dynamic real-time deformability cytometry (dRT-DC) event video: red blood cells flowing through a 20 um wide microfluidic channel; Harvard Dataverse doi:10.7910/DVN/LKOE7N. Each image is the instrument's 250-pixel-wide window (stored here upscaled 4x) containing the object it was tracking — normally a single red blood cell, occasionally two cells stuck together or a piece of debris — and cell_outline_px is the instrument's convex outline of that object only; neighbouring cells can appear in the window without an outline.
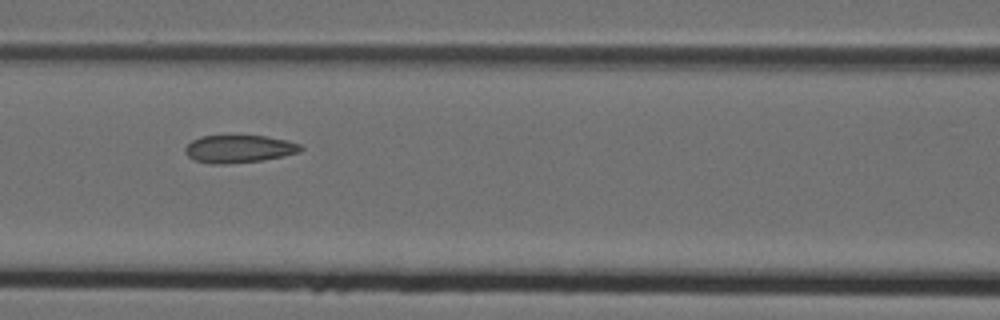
{"species": "Egyptian fruit bat (a non-hibernating species)", "species_latin": "Rousettus aegyptiacus", "temperature_condition": "cold", "stored_images_in_passage": 8, "segment_of_instrument_passage": [1, 2], "camera_frame_rate_fps": 3000, "um_per_image_px": 0.085, "animal": {"sex": "female"}, "frame": {"image": 1, "passage_image": 6, "time_ms": 1.667, "image_size_px": [1000, 320], "cell_outline_px": [[304, 148], [300, 152], [284, 156], [260, 160], [228, 164], [208, 164], [192, 160], [184, 152], [184, 148], [192, 140], [200, 136], [268, 136], [288, 140], [300, 144]], "centroid_in_image_um": [20.3, 12.66], "position_along_channel_um": 146.3, "area_um2": 18.84}}
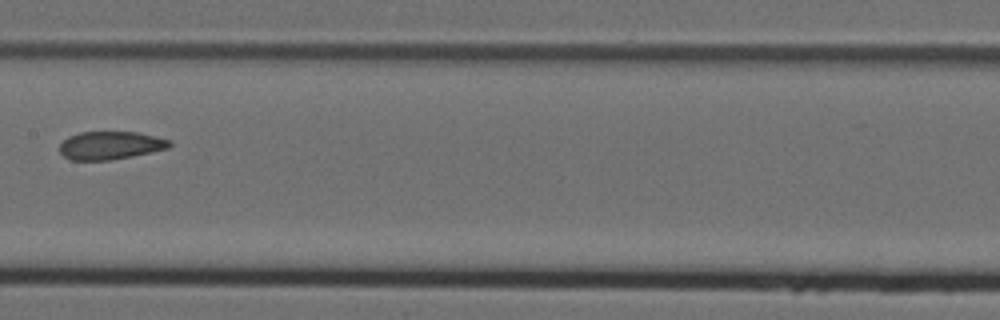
{"frame": {"image": 2, "passage_image": 7, "time_ms": 2.0, "image_size_px": [1000, 320], "cell_outline_px": [[172, 144], [168, 148], [152, 152], [132, 156], [108, 160], [72, 160], [64, 156], [60, 152], [60, 144], [68, 136], [80, 132], [136, 132], [172, 140]], "centroid_in_image_um": [9.39, 12.35], "position_along_channel_um": 198.0, "area_um2": 17.92}}